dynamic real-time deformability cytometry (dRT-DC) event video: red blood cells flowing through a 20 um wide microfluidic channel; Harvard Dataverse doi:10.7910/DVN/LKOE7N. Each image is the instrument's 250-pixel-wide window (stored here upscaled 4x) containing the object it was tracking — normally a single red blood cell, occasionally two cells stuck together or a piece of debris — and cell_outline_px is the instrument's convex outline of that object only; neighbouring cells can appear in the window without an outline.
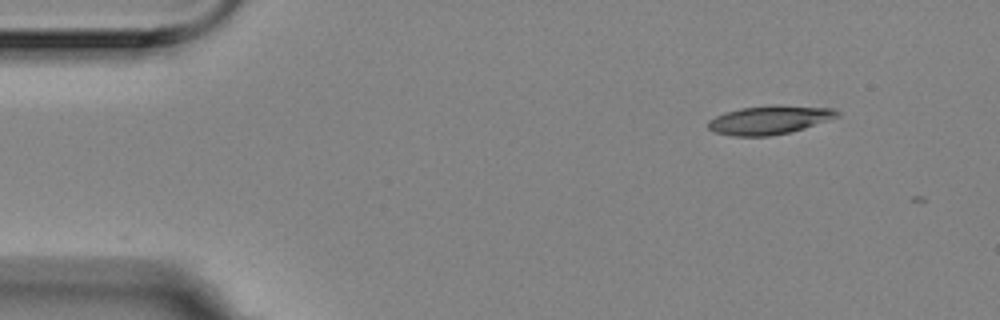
{"species": "Egyptian fruit bat (a non-hibernating species)", "species_latin": "Rousettus aegyptiacus", "temperature_condition": "room temperature", "stored_images_in_passage": 3, "camera_frame_rate_fps": 3000, "um_per_image_px": 0.085, "animal": {"sex": "female"}, "frame": {"image": 1, "passage_image": 1, "time_ms": 0.0, "image_size_px": [1000, 320], "cell_outline_px": [[840, 116], [792, 132], [772, 136], [732, 136], [716, 132], [708, 128], [708, 120], [716, 116], [740, 108], [776, 104], [832, 108], [840, 112]], "centroid_in_image_um": [65.43, 10.19], "position_along_channel_um": 19.6, "area_um2": 21.62}}